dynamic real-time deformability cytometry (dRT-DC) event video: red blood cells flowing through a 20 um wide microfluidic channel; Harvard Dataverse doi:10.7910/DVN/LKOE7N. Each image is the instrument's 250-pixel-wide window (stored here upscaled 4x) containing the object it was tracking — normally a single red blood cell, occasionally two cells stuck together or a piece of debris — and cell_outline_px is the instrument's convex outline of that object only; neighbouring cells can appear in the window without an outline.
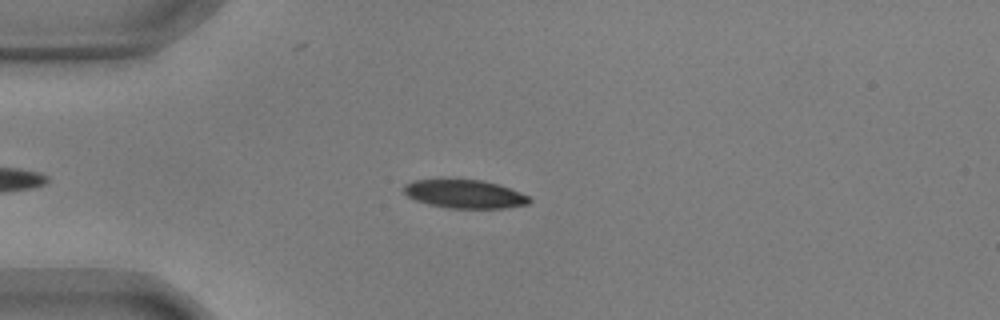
{"species": "common noctule bat (a hibernating species)", "species_latin": "Nyctalus noctula", "temperature_condition": "warm", "stored_images_in_passage": 49, "camera_frame_rate_fps": 3000, "um_per_image_px": 0.085, "animal": {"sex": "male", "body_mass_g": 17.9, "forearm_length_mm": 54.2}, "frame": {"image": 1, "passage_image": 12, "time_ms": 3.667, "image_size_px": [1000, 320], "cell_outline_px": [[532, 200], [528, 204], [504, 208], [448, 208], [428, 204], [416, 200], [408, 196], [404, 192], [404, 184], [412, 180], [440, 176], [448, 176], [484, 180], [500, 184], [520, 192], [528, 196]], "centroid_in_image_um": [39.43, 16.42], "position_along_channel_um": 45.6, "area_um2": 21.91}}
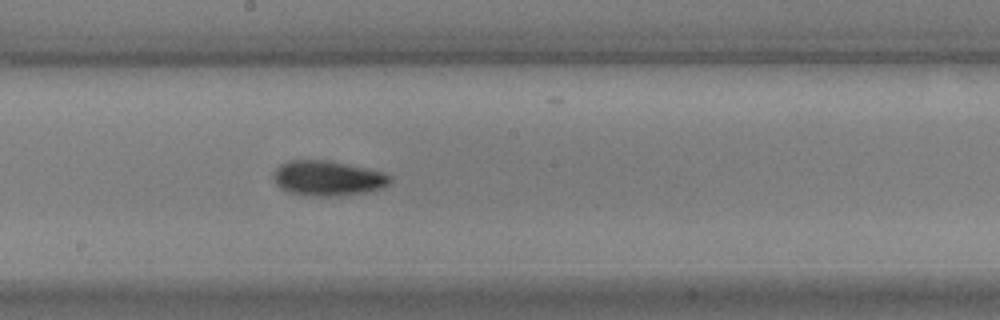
{"frame": {"image": 2, "passage_image": 28, "time_ms": 9.0, "image_size_px": [1000, 320], "cell_outline_px": [[392, 180], [384, 188], [368, 192], [340, 196], [308, 196], [288, 192], [280, 188], [276, 184], [272, 176], [272, 172], [280, 164], [288, 160], [328, 160], [368, 168], [384, 172], [392, 176]], "centroid_in_image_um": [27.86, 15.15], "position_along_channel_um": 220.3, "area_um2": 24.33}}
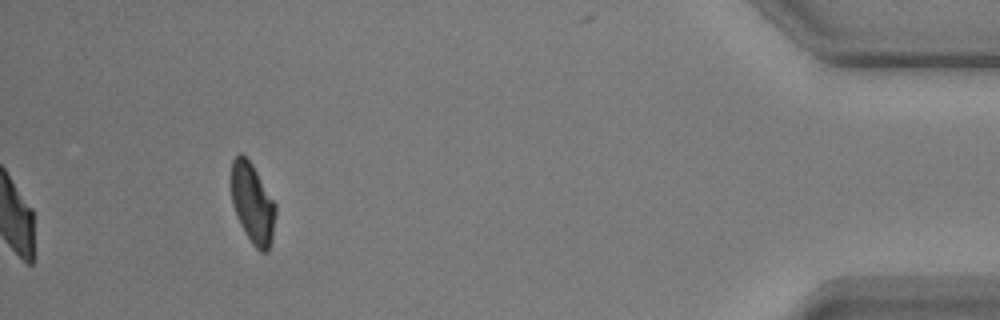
{"frame": {"image": 3, "passage_image": 49, "time_ms": 16.0, "image_size_px": [1000, 320], "cell_outline_px": [[276, 212], [272, 240], [268, 252], [260, 252], [252, 244], [240, 224], [236, 216], [232, 204], [232, 160], [240, 152], [252, 164], [276, 204]], "centroid_in_image_um": [21.48, 17.32], "position_along_channel_um": 413.7, "area_um2": 20.63}, "authors_computed_cell_mechanics": {"area_um2": 22.542, "velocity_mm_per_s": 3.6329, "shape_relaxation_time_tau1_ms": 3.1669, "shape_relaxation_time_tau2_ms": 3.3635, "deformation_change_tau1": 0.1478, "deformation_change_tau2": 0.0762}}